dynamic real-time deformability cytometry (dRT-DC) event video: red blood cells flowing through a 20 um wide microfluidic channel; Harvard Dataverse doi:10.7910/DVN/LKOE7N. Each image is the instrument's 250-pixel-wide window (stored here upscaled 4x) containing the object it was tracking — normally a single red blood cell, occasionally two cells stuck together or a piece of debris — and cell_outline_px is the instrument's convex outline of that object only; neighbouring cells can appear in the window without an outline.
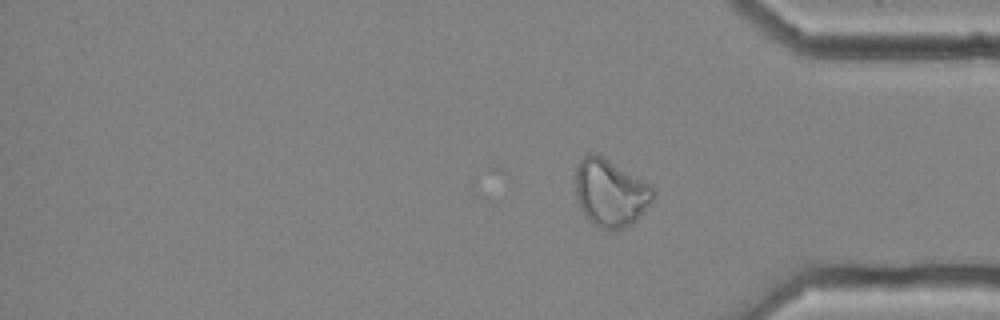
{"species": "common noctule bat (a hibernating species)", "species_latin": "Nyctalus noctula", "temperature_condition": "cold", "stored_images_in_passage": 46, "camera_frame_rate_fps": 3000, "um_per_image_px": 0.085, "animal": {"sex": "female", "body_mass_g": 25.1}, "frame": {"image": 1, "passage_image": 46, "time_ms": 15.0, "image_size_px": [1000, 320], "cell_outline_px": [[656, 196], [636, 220], [632, 224], [620, 228], [600, 228], [592, 224], [584, 216], [580, 208], [576, 196], [576, 168], [580, 160], [588, 152], [596, 152], [648, 184], [656, 192]], "centroid_in_image_um": [51.85, 16.38], "position_along_channel_um": 383.3, "area_um2": 30.23}, "authors_computed_cell_mechanics": {"area_um2": 29.8537, "velocity_mm_per_s": 3.6322, "shape_relaxation_time_tau1_ms": null, "shape_relaxation_time_tau2_ms": 2.7424, "deformation_change_tau1": null, "deformation_change_tau2": 0.0946}}